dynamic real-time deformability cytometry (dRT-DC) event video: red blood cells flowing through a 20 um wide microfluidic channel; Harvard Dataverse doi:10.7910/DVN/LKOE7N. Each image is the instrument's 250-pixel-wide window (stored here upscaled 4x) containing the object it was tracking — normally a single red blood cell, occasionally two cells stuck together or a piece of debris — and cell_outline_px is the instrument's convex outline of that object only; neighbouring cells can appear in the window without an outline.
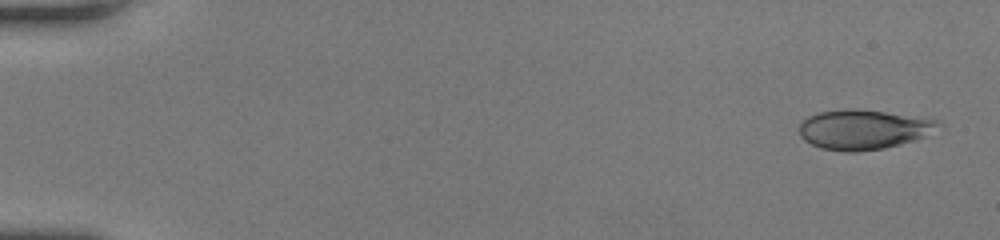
{"species": "human", "species_latin": "Homo sapiens", "temperature_condition": "room temperature", "stored_images_in_passage": 50, "segment_of_instrument_passage": [1, 2], "camera_frame_rate_fps": 3000, "um_per_image_px": 0.085, "donor": {"sex": "female"}, "frame": {"image": 1, "passage_image": 2, "time_ms": 0.333, "image_size_px": [1000, 240], "cell_outline_px": [[940, 120], [924, 136], [916, 140], [884, 148], [856, 152], [844, 152], [820, 148], [804, 140], [800, 136], [800, 120], [808, 116], [820, 112], [884, 112]], "centroid_in_image_um": [73.31, 11.06], "position_along_channel_um": 11.7, "area_um2": 30.81}}
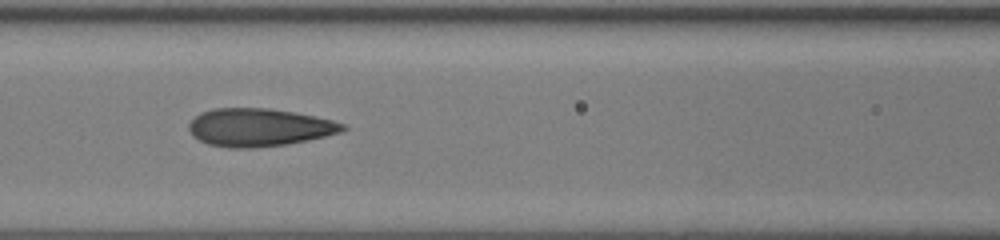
{"frame": {"image": 2, "passage_image": 23, "time_ms": 7.333, "image_size_px": [1000, 240], "cell_outline_px": [[348, 128], [340, 132], [308, 140], [284, 144], [252, 148], [228, 148], [208, 144], [192, 136], [188, 128], [188, 124], [200, 112], [216, 108], [268, 108], [292, 112], [332, 120], [344, 124]], "centroid_in_image_um": [21.98, 10.83], "position_along_channel_um": 144.6, "area_um2": 33.76}}
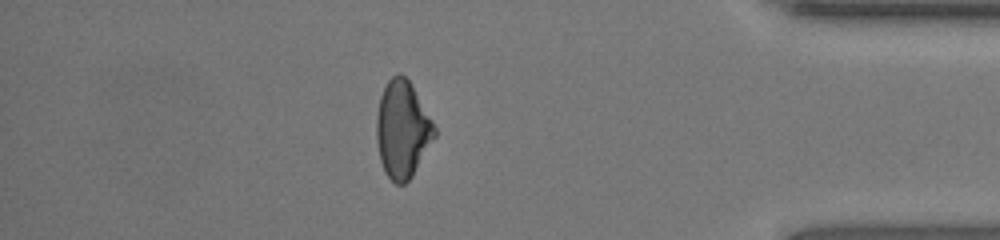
{"frame": {"image": 3, "passage_image": 43, "time_ms": 14.0, "image_size_px": [1000, 240], "cell_outline_px": [[436, 136], [412, 176], [404, 184], [396, 184], [384, 172], [380, 160], [376, 140], [376, 116], [380, 96], [388, 80], [396, 72], [400, 72], [408, 80], [432, 120], [436, 128]], "centroid_in_image_um": [34.19, 11.01], "position_along_channel_um": 401.0, "area_um2": 32.71}}